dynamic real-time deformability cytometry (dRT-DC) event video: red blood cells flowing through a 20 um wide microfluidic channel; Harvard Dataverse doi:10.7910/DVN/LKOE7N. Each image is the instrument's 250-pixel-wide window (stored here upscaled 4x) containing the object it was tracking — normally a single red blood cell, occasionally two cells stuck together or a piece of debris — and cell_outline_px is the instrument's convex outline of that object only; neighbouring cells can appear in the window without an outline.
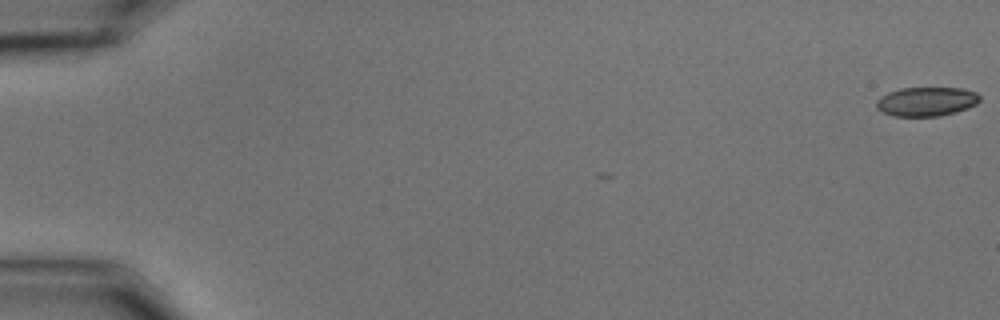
{"species": "common noctule bat (a hibernating species)", "species_latin": "Nyctalus noctula", "temperature_condition": "cold", "stored_images_in_passage": 6, "camera_frame_rate_fps": 3000, "um_per_image_px": 0.085, "animal": {"sex": "male", "body_mass_g": 15.6}, "frame": {"image": 1, "passage_image": 1, "time_ms": 0.0, "image_size_px": [1000, 320], "cell_outline_px": [[980, 100], [976, 104], [968, 108], [956, 112], [940, 116], [892, 116], [880, 112], [876, 108], [876, 100], [880, 96], [888, 92], [900, 88], [964, 88], [976, 92], [980, 96]], "centroid_in_image_um": [78.72, 8.63], "position_along_channel_um": 6.3, "area_um2": 17.8}}